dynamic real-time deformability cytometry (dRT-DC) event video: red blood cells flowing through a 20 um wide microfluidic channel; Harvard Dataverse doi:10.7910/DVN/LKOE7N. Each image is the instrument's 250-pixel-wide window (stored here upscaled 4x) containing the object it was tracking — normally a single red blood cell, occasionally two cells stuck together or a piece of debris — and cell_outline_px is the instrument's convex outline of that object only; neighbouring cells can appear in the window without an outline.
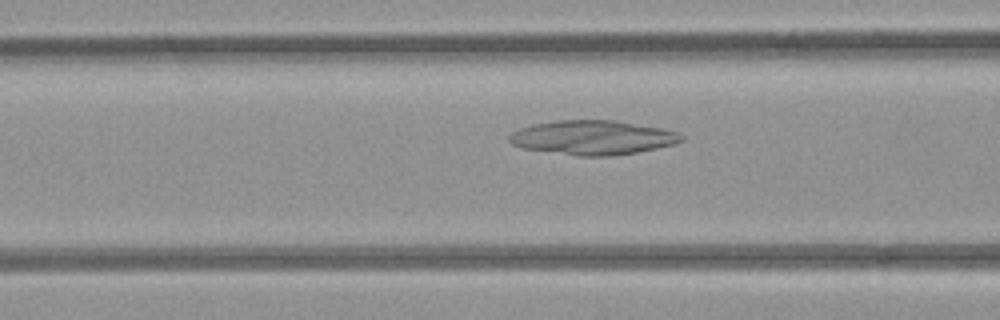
{"species": "common noctule bat (a hibernating species)", "species_latin": "Nyctalus noctula", "temperature_condition": "room temperature", "stored_images_in_passage": 39, "camera_frame_rate_fps": 3000, "um_per_image_px": 0.085, "animal": {"sex": "female", "body_mass_g": 21.9}, "frame": {"image": 1, "passage_image": 7, "time_ms": 2.0, "image_size_px": [1000, 320], "cell_outline_px": [[684, 140], [672, 144], [656, 148], [636, 152], [612, 156], [576, 156], [520, 148], [512, 144], [508, 140], [508, 136], [512, 132], [520, 128], [532, 124], [556, 120], [616, 120], [660, 128], [676, 132], [684, 136]], "centroid_in_image_um": [50.32, 11.69], "position_along_channel_um": 116.3, "area_um2": 34.51}}
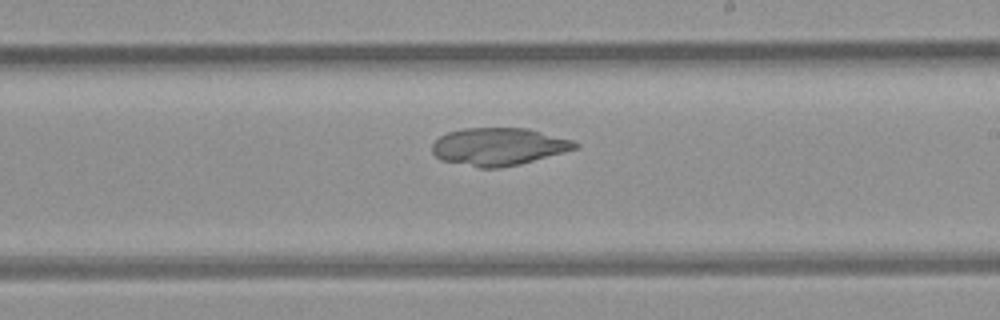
{"frame": {"image": 2, "passage_image": 17, "time_ms": 5.333, "image_size_px": [1000, 320], "cell_outline_px": [[580, 148], [520, 164], [500, 168], [480, 168], [440, 160], [432, 152], [432, 144], [440, 136], [448, 132], [464, 128], [528, 128], [572, 140], [580, 144]], "centroid_in_image_um": [42.39, 12.47], "position_along_channel_um": 246.6, "area_um2": 31.44}}
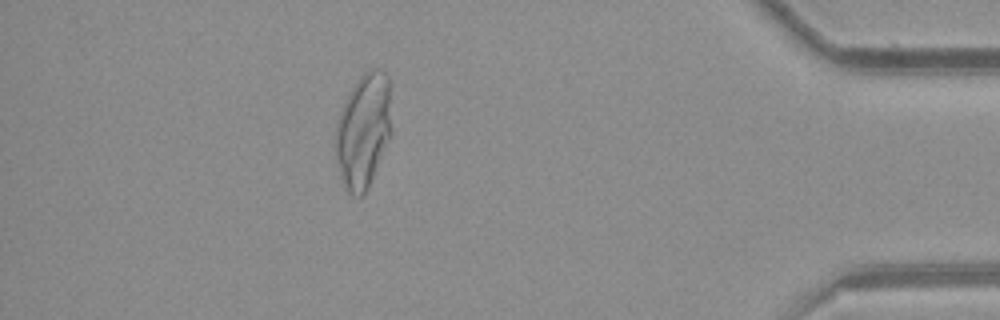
{"frame": {"image": 3, "passage_image": 33, "time_ms": 10.667, "image_size_px": [1000, 320], "cell_outline_px": [[392, 132], [368, 188], [360, 196], [356, 196], [344, 192], [336, 160], [336, 120], [344, 100], [360, 76], [368, 68], [376, 68], [384, 72], [388, 76]], "centroid_in_image_um": [30.87, 11.11], "position_along_channel_um": 404.3, "area_um2": 37.69}}